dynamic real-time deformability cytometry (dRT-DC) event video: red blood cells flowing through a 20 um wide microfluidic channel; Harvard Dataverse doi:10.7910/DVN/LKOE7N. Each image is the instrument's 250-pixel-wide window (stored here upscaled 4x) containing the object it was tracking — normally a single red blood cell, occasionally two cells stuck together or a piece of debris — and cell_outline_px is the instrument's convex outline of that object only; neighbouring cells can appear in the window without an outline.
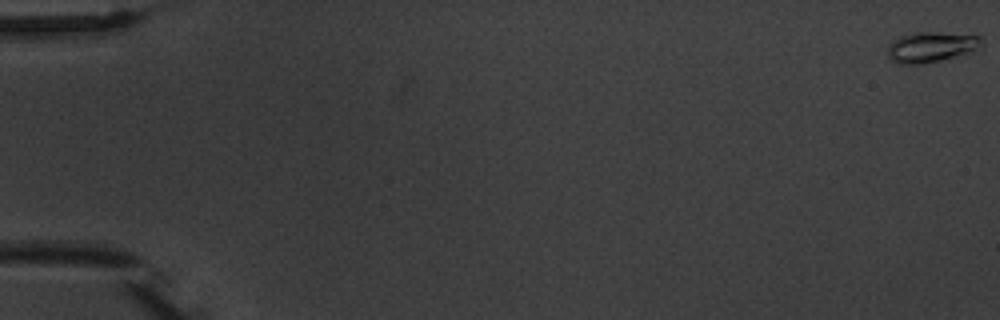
{"species": "common noctule bat (a hibernating species)", "species_latin": "Nyctalus noctula", "temperature_condition": "warm", "stored_images_in_passage": 5, "camera_frame_rate_fps": 3000, "um_per_image_px": 0.085, "animal": {"sex": "male", "body_mass_g": 20.1, "forearm_length_mm": 53.5}, "frame": {"image": 1, "passage_image": 1, "time_ms": 0.0, "image_size_px": [1000, 320], "cell_outline_px": [[984, 40], [976, 48], [968, 52], [940, 60], [920, 64], [900, 64], [892, 60], [888, 56], [888, 44], [892, 40], [900, 36], [916, 32], [936, 32], [984, 36]], "centroid_in_image_um": [79.11, 3.98], "position_along_channel_um": 5.9, "area_um2": 16.47}}